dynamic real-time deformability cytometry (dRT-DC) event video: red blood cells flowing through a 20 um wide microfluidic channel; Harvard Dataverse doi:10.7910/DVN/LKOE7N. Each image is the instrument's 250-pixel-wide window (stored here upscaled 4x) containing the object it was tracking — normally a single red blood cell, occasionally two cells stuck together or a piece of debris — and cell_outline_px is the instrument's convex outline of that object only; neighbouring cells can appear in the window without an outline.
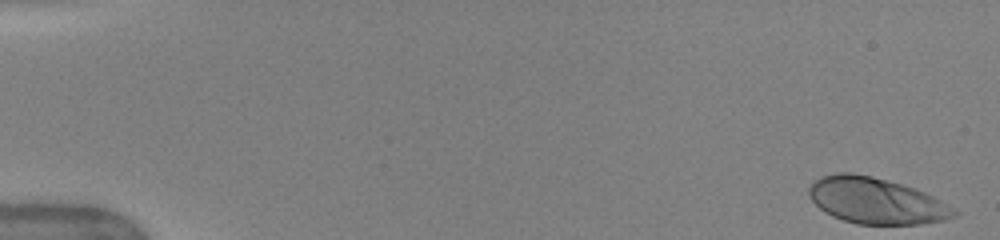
{"species": "human", "species_latin": "Homo sapiens", "temperature_condition": "warm", "stored_images_in_passage": 44, "camera_frame_rate_fps": 3000, "um_per_image_px": 0.085, "donor": {"sex": "female"}, "frame": {"image": 1, "passage_image": 1, "time_ms": 0.0, "image_size_px": [1000, 240], "cell_outline_px": [[960, 212], [956, 216], [944, 220], [920, 224], [856, 224], [832, 216], [824, 212], [812, 200], [808, 192], [808, 188], [816, 180], [824, 176], [836, 172], [852, 172], [872, 176], [916, 188], [940, 200]], "centroid_in_image_um": [74.47, 17.06], "position_along_channel_um": 10.5, "area_um2": 38.9}}
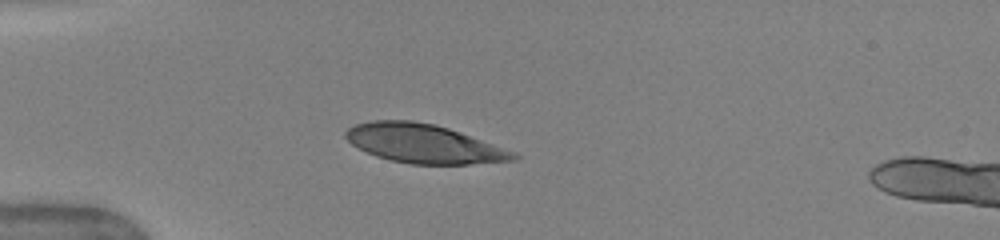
{"frame": {"image": 2, "passage_image": 14, "time_ms": 4.333, "image_size_px": [1000, 240], "cell_outline_px": [[520, 156], [516, 160], [468, 164], [412, 164], [392, 160], [376, 156], [352, 144], [344, 136], [344, 132], [348, 128], [356, 124], [372, 120], [412, 120], [436, 124], [460, 132], [516, 152]], "centroid_in_image_um": [36.03, 12.2], "position_along_channel_um": 49.0, "area_um2": 37.8}}
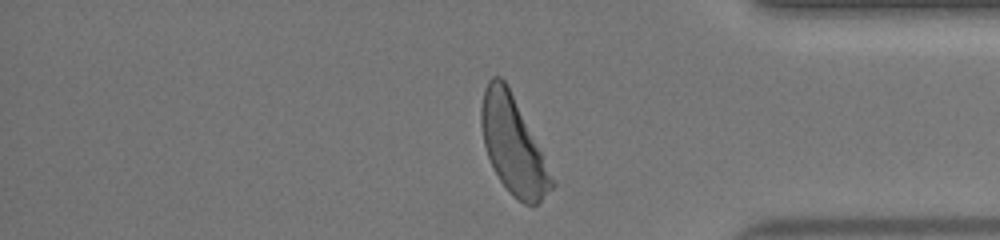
{"frame": {"image": 3, "passage_image": 42, "time_ms": 13.667, "image_size_px": [1000, 240], "cell_outline_px": [[556, 184], [532, 208], [524, 204], [512, 196], [500, 180], [488, 156], [484, 144], [480, 124], [480, 108], [484, 88], [488, 80], [492, 76], [500, 76], [504, 80], [556, 180]], "centroid_in_image_um": [43.6, 12.38], "position_along_channel_um": 391.6, "area_um2": 39.3}, "authors_computed_cell_mechanics": {"area_um2": 39.4196, "velocity_mm_per_s": 4.0376, "shape_relaxation_time_tau1_ms": 2.6771, "shape_relaxation_time_tau2_ms": null, "deformation_change_tau1": 0.1902, "deformation_change_tau2": null}}